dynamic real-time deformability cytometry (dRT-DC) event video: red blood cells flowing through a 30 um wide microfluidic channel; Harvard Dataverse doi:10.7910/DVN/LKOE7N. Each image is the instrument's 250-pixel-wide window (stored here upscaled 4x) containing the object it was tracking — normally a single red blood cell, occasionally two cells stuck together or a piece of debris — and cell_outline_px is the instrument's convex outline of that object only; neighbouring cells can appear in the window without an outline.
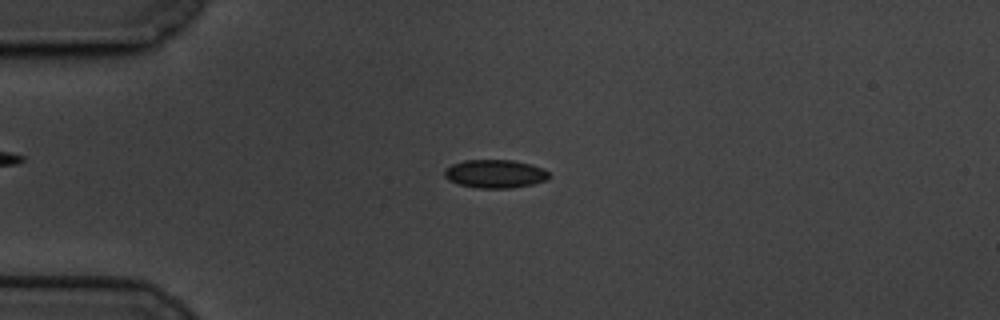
{"species": "common noctule bat (a hibernating species)", "species_latin": "Nyctalus noctula", "temperature_condition": "cold", "stored_images_in_passage": 55, "camera_frame_rate_fps": 3000, "um_per_image_px": 0.085, "animal": {"sex": "male", "body_mass_g": 19.5, "forearm_length_mm": 54.6}, "frame": {"image": 1, "passage_image": 10, "time_ms": 3.0, "image_size_px": [1000, 320], "cell_outline_px": [[552, 176], [548, 180], [532, 184], [512, 188], [476, 188], [460, 184], [448, 180], [444, 176], [444, 168], [452, 164], [464, 160], [512, 160], [532, 164], [544, 168]], "centroid_in_image_um": [42.11, 14.77], "position_along_channel_um": 42.9, "area_um2": 17.51}}
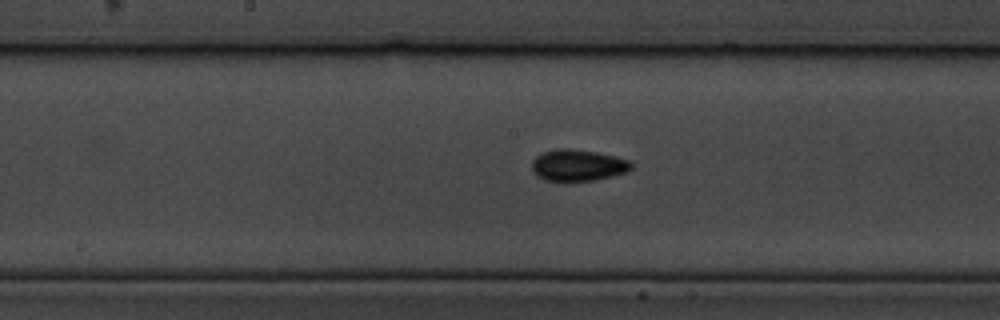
{"frame": {"image": 2, "passage_image": 26, "time_ms": 8.333, "image_size_px": [1000, 320], "cell_outline_px": [[632, 168], [628, 172], [596, 180], [544, 180], [536, 176], [532, 172], [532, 160], [540, 152], [556, 148], [568, 148], [596, 152], [616, 156], [632, 160]], "centroid_in_image_um": [49.12, 14.03], "position_along_channel_um": 199.1, "area_um2": 18.5}}
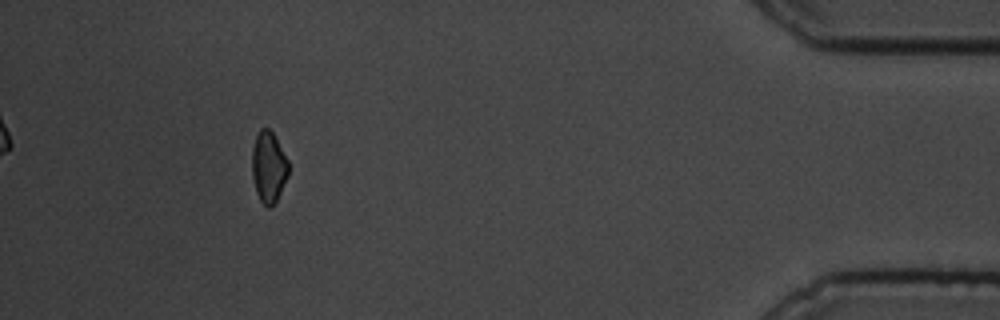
{"frame": {"image": 3, "passage_image": 50, "time_ms": 16.333, "image_size_px": [1000, 320], "cell_outline_px": [[288, 176], [272, 208], [268, 208], [260, 200], [256, 192], [252, 176], [252, 148], [256, 136], [260, 128], [268, 128], [272, 132], [288, 160]], "centroid_in_image_um": [22.82, 14.21], "position_along_channel_um": 412.4, "area_um2": 15.03}, "authors_computed_cell_mechanics": {"area_um2": 16.762, "velocity_mm_per_s": 3.3745, "shape_relaxation_time_tau1_ms": 3.1574, "shape_relaxation_time_tau2_ms": 2.8824, "deformation_change_tau1": 0.0898, "deformation_change_tau2": 0.0745}}